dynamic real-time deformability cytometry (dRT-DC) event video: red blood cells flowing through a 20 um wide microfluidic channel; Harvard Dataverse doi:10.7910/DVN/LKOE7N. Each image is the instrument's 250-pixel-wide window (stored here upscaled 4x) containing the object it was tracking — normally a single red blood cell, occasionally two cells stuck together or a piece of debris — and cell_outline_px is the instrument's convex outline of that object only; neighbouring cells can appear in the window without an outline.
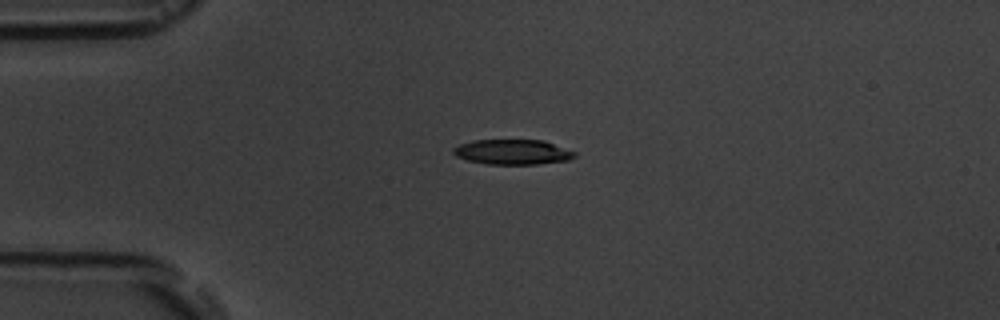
{"species": "common noctule bat (a hibernating species)", "species_latin": "Nyctalus noctula", "temperature_condition": "room temperature", "stored_images_in_passage": 5, "camera_frame_rate_fps": 3000, "um_per_image_px": 0.085, "animal": {"sex": "male", "body_mass_g": 19.5, "forearm_length_mm": 54.6}, "frame": {"image": 1, "passage_image": 3, "time_ms": 2.333, "image_size_px": [1000, 320], "cell_outline_px": [[576, 156], [568, 160], [536, 164], [488, 164], [468, 160], [456, 156], [452, 152], [452, 148], [460, 144], [472, 140], [544, 140], [576, 152]], "centroid_in_image_um": [43.56, 12.91], "position_along_channel_um": 41.4, "area_um2": 17.69}}
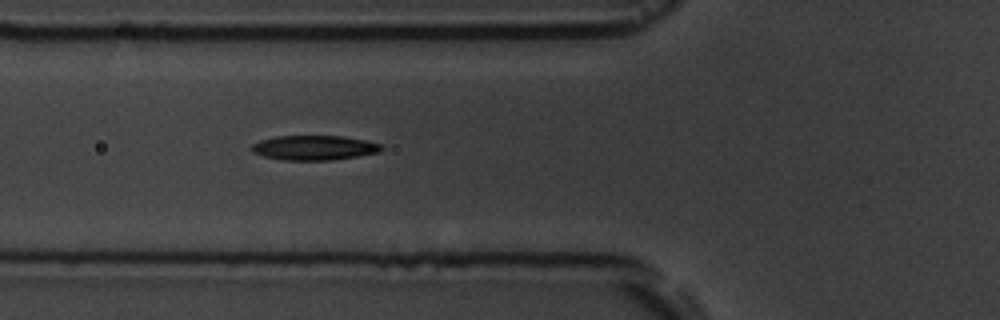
{"frame": {"image": 2, "passage_image": 5, "time_ms": 4.667, "image_size_px": [1000, 320], "cell_outline_px": [[384, 148], [380, 152], [332, 160], [284, 160], [264, 156], [252, 152], [252, 144], [260, 140], [276, 136], [344, 136], [384, 144]], "centroid_in_image_um": [26.74, 12.55], "position_along_channel_um": 99.1, "area_um2": 18.67}}